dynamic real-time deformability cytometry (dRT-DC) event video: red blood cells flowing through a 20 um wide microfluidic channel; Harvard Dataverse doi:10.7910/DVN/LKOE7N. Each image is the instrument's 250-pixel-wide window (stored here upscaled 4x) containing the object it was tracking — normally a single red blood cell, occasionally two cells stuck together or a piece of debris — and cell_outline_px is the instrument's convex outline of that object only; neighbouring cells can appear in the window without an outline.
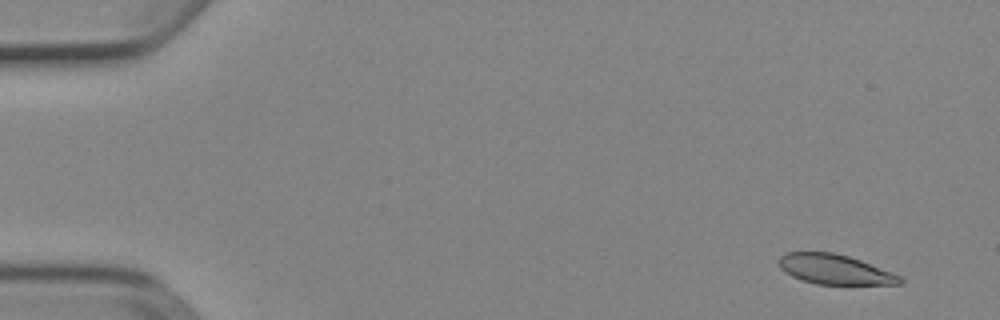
{"species": "Egyptian fruit bat (a non-hibernating species)", "species_latin": "Rousettus aegyptiacus", "temperature_condition": "cold", "stored_images_in_passage": 8, "camera_frame_rate_fps": 3000, "um_per_image_px": 0.085, "animal": {"sex": "female"}, "frame": {"image": 1, "passage_image": 1, "time_ms": 0.0, "image_size_px": [1000, 320], "cell_outline_px": [[904, 280], [900, 284], [816, 284], [792, 276], [784, 272], [780, 268], [780, 256], [784, 252], [832, 252], [848, 256], [860, 260], [900, 276]], "centroid_in_image_um": [70.92, 22.89], "position_along_channel_um": 14.1, "area_um2": 20.75}}
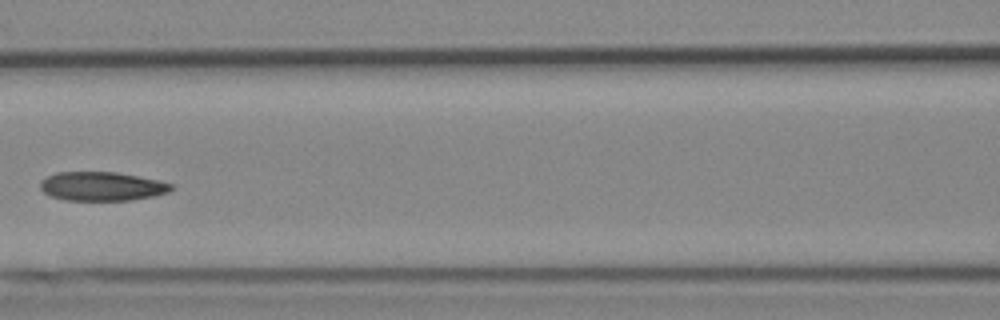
{"frame": {"image": 2, "passage_image": 7, "time_ms": 2.0, "image_size_px": [1000, 320], "cell_outline_px": [[172, 188], [168, 192], [152, 196], [132, 200], [64, 200], [52, 196], [44, 192], [40, 188], [40, 180], [56, 172], [116, 172], [156, 180], [172, 184]], "centroid_in_image_um": [8.61, 15.83], "position_along_channel_um": 158.0, "area_um2": 21.85}}
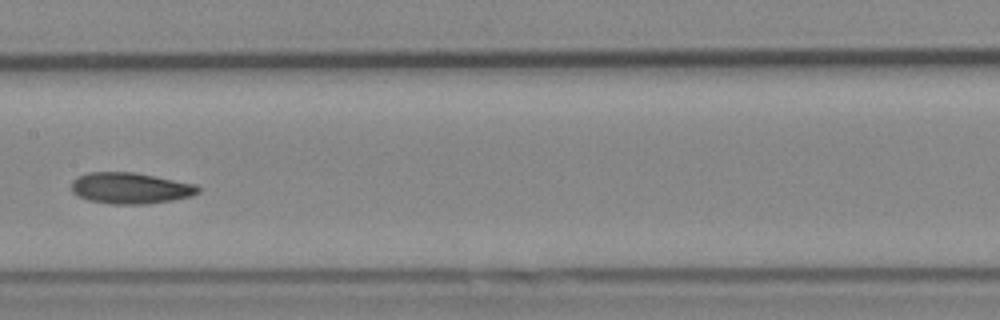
{"frame": {"image": 3, "passage_image": 8, "time_ms": 2.333, "image_size_px": [1000, 320], "cell_outline_px": [[200, 192], [192, 196], [172, 200], [144, 204], [108, 204], [88, 200], [72, 192], [72, 180], [76, 176], [88, 172], [136, 172], [196, 184], [200, 188]], "centroid_in_image_um": [11.08, 15.98], "position_along_channel_um": 196.3, "area_um2": 23.18}}